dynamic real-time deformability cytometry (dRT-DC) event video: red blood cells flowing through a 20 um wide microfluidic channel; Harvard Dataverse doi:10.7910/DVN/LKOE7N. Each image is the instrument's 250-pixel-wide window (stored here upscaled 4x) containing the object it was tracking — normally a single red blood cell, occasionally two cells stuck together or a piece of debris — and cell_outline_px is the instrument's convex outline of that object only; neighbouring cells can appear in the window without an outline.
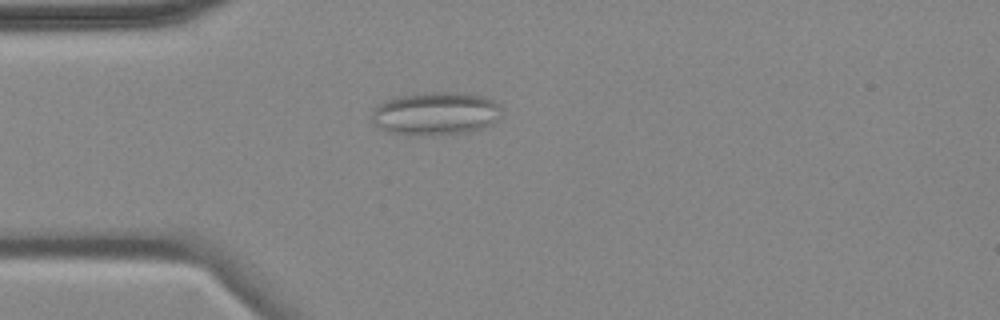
{"species": "common noctule bat (a hibernating species)", "species_latin": "Nyctalus noctula", "temperature_condition": "cold", "stored_images_in_passage": 4, "camera_frame_rate_fps": 3000, "um_per_image_px": 0.085, "animal": {"sex": "female", "body_mass_g": 18.4}, "frame": {"image": 1, "passage_image": 4, "time_ms": 3.667, "image_size_px": [1000, 320], "cell_outline_px": [[504, 108], [500, 116], [492, 124], [468, 132], [416, 136], [388, 132], [380, 128], [372, 120], [372, 112], [376, 104], [384, 100], [400, 96], [424, 92], [456, 92], [484, 96], [500, 104]], "centroid_in_image_um": [37.03, 9.64], "position_along_channel_um": 48.0, "area_um2": 32.95}}